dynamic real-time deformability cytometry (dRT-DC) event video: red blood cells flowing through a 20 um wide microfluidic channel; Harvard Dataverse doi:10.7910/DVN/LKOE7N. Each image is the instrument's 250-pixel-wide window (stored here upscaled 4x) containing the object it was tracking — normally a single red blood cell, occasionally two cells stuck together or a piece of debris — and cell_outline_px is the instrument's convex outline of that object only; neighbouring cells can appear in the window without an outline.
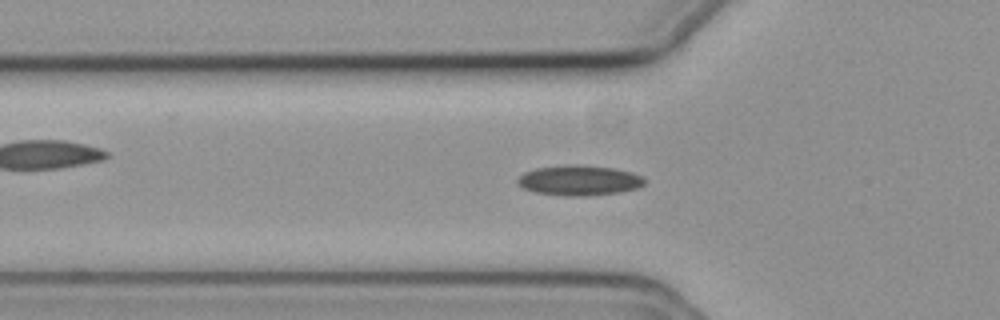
{"species": "common noctule bat (a hibernating species)", "species_latin": "Nyctalus noctula", "temperature_condition": "cold", "stored_images_in_passage": 48, "camera_frame_rate_fps": 3000, "um_per_image_px": 0.085, "animal": {"sex": "female", "body_mass_g": 19.3, "forearm_length_mm": 54.1}, "frame": {"image": 1, "passage_image": 18, "time_ms": 5.667, "image_size_px": [1000, 320], "cell_outline_px": [[644, 184], [636, 188], [620, 192], [588, 196], [564, 196], [536, 192], [524, 188], [516, 180], [524, 172], [536, 168], [572, 164], [612, 168], [632, 172], [640, 176], [644, 180]], "centroid_in_image_um": [49.22, 15.34], "position_along_channel_um": 76.6, "area_um2": 22.08}}
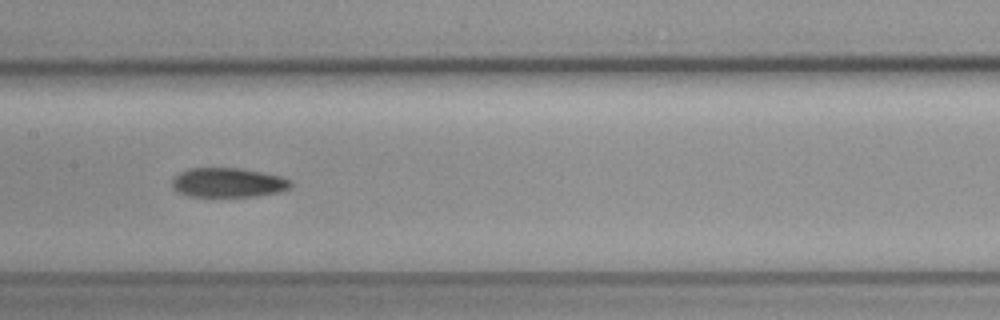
{"frame": {"image": 2, "passage_image": 27, "time_ms": 8.667, "image_size_px": [1000, 320], "cell_outline_px": [[292, 188], [276, 192], [256, 196], [188, 196], [176, 192], [172, 188], [172, 180], [180, 172], [188, 168], [240, 168], [264, 172], [280, 176], [292, 180]], "centroid_in_image_um": [19.39, 15.51], "position_along_channel_um": 188.0, "area_um2": 20.46}}
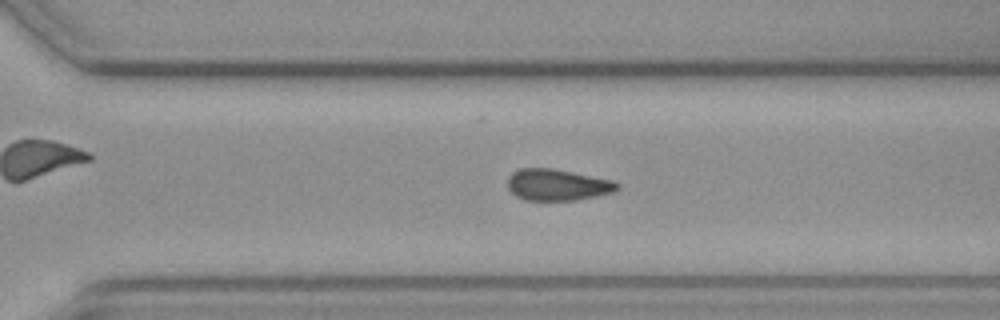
{"frame": {"image": 3, "passage_image": 38, "time_ms": 12.333, "image_size_px": [1000, 320], "cell_outline_px": [[620, 188], [616, 192], [576, 200], [524, 200], [516, 196], [508, 188], [508, 176], [512, 172], [520, 168], [552, 168], [612, 180], [620, 184]], "centroid_in_image_um": [47.39, 15.71], "position_along_channel_um": 323.2, "area_um2": 20.17}}